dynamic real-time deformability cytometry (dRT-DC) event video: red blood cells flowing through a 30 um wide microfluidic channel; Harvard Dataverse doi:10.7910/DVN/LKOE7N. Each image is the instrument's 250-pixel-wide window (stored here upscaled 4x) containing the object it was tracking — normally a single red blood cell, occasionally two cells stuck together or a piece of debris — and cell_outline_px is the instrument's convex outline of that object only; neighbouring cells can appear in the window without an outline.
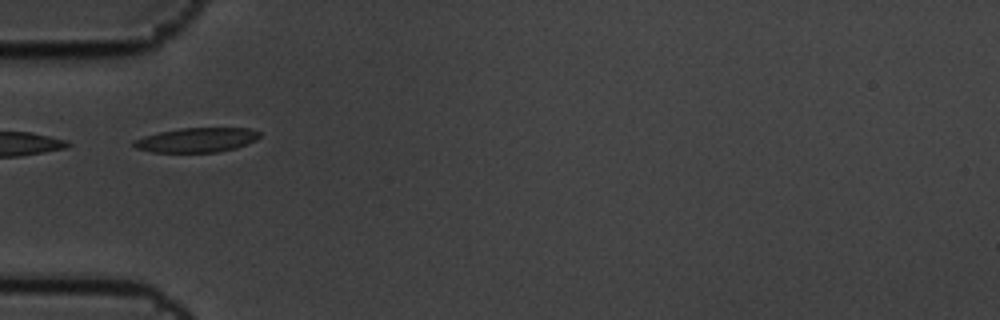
{"species": "common noctule bat (a hibernating species)", "species_latin": "Nyctalus noctula", "temperature_condition": "cold", "stored_images_in_passage": 8, "camera_frame_rate_fps": 3000, "um_per_image_px": 0.085, "animal": {"sex": "male", "body_mass_g": 19.5, "forearm_length_mm": 54.6}, "frame": {"image": 1, "passage_image": 5, "time_ms": 1.333, "image_size_px": [1000, 320], "cell_outline_px": [[260, 136], [256, 140], [248, 144], [236, 148], [216, 152], [152, 152], [136, 148], [132, 144], [132, 140], [144, 136], [160, 132], [180, 128], [248, 128], [260, 132]], "centroid_in_image_um": [16.72, 11.9], "position_along_channel_um": 68.3, "area_um2": 17.98}}
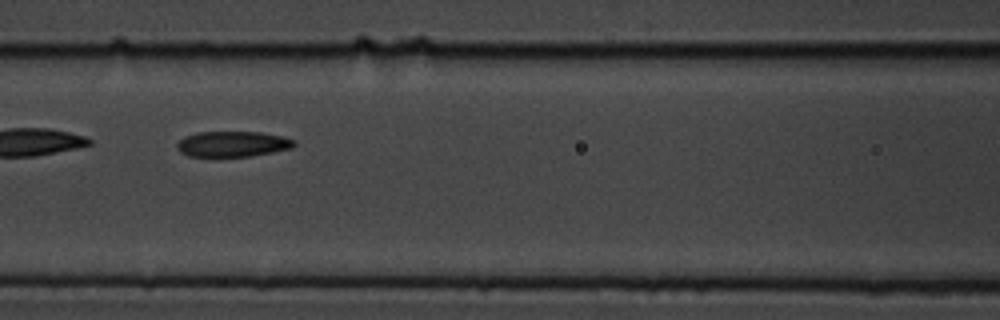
{"frame": {"image": 2, "passage_image": 7, "time_ms": 2.0, "image_size_px": [1000, 320], "cell_outline_px": [[296, 144], [292, 148], [272, 152], [248, 156], [188, 156], [180, 152], [176, 148], [176, 144], [184, 136], [196, 132], [260, 132], [284, 136], [296, 140]], "centroid_in_image_um": [19.77, 12.23], "position_along_channel_um": 146.8, "area_um2": 17.51}}